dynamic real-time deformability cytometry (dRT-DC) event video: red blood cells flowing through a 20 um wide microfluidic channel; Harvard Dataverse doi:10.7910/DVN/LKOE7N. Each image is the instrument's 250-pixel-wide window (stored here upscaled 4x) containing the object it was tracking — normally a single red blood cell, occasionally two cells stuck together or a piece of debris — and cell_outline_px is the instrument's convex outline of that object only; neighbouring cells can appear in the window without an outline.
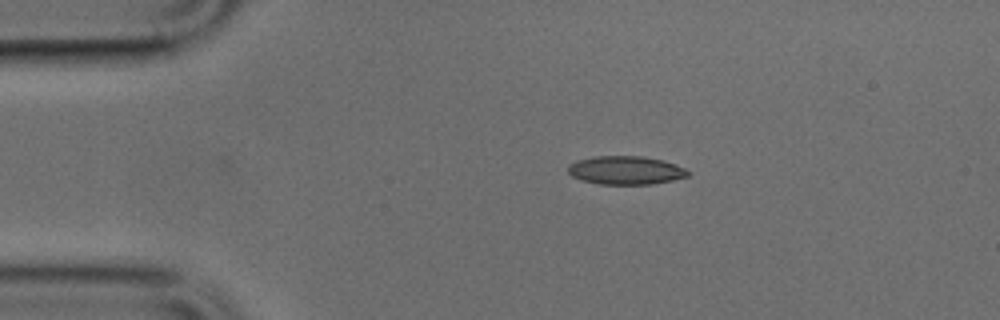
{"species": "common noctule bat (a hibernating species)", "species_latin": "Nyctalus noctula", "temperature_condition": "cold", "stored_images_in_passage": 33, "camera_frame_rate_fps": 3000, "um_per_image_px": 0.085, "animal": {"sex": "male", "body_mass_g": 17.9, "forearm_length_mm": 54.2}, "frame": {"image": 1, "passage_image": 1, "time_ms": 0.0, "image_size_px": [1000, 320], "cell_outline_px": [[692, 172], [688, 176], [672, 180], [652, 184], [600, 184], [580, 180], [572, 176], [568, 172], [568, 164], [576, 160], [596, 156], [644, 156], [664, 160], [676, 164]], "centroid_in_image_um": [53.19, 14.47], "position_along_channel_um": 31.8, "area_um2": 20.06}}
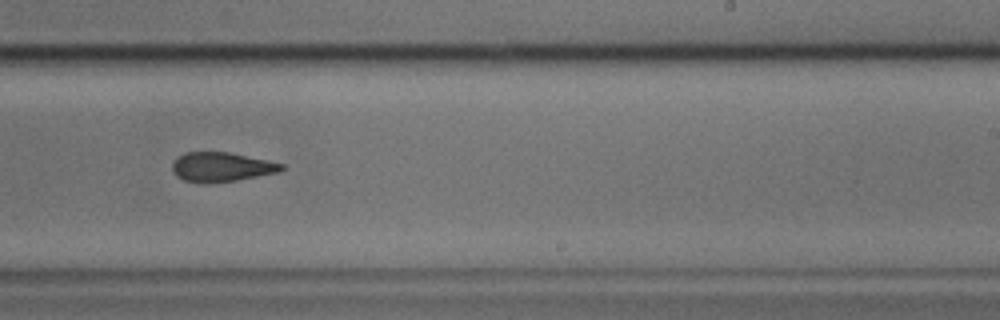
{"frame": {"image": 2, "passage_image": 22, "time_ms": 7.0, "image_size_px": [1000, 320], "cell_outline_px": [[284, 168], [280, 172], [236, 180], [184, 180], [176, 176], [172, 172], [172, 164], [184, 152], [228, 152], [268, 160], [284, 164]], "centroid_in_image_um": [18.87, 14.15], "position_along_channel_um": 270.1, "area_um2": 17.98}}
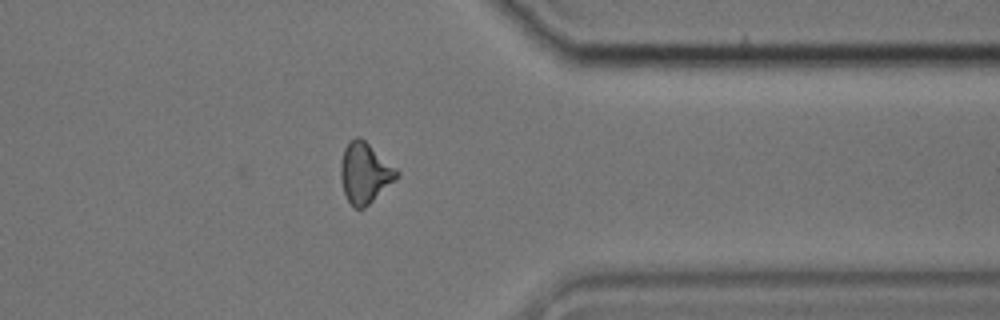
{"frame": {"image": 3, "passage_image": 31, "time_ms": 10.0, "image_size_px": [1000, 320], "cell_outline_px": [[400, 176], [364, 208], [356, 208], [348, 200], [344, 192], [340, 180], [340, 164], [344, 148], [348, 140], [356, 136], [360, 136], [396, 168], [400, 172]], "centroid_in_image_um": [31.0, 14.67], "position_along_channel_um": 380.4, "area_um2": 19.77}}